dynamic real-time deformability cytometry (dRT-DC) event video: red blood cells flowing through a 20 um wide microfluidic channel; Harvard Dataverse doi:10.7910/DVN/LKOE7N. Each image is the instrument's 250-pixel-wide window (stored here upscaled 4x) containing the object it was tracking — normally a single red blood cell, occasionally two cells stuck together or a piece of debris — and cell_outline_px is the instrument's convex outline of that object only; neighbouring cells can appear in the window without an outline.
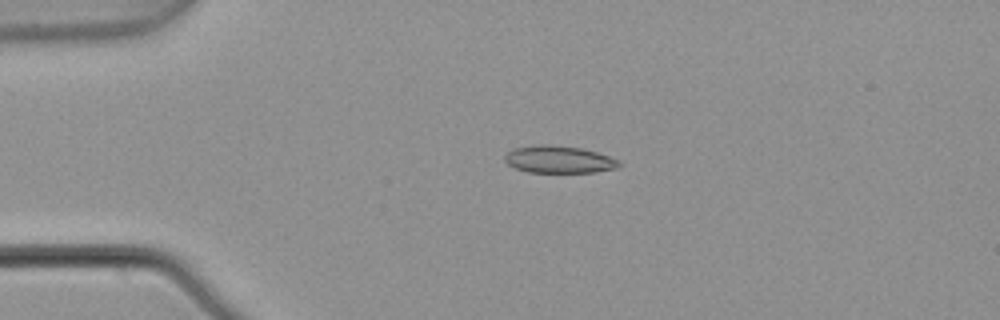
{"species": "common noctule bat (a hibernating species)", "species_latin": "Nyctalus noctula", "temperature_condition": "warm", "stored_images_in_passage": 5, "camera_frame_rate_fps": 3000, "um_per_image_px": 0.085, "animal": {"sex": "male", "body_mass_g": 21.5, "forearm_length_mm": 52.0}, "frame": {"image": 1, "passage_image": 4, "time_ms": 1.0, "image_size_px": [1000, 320], "cell_outline_px": [[624, 164], [616, 168], [596, 172], [528, 172], [516, 168], [508, 164], [504, 160], [504, 156], [508, 152], [516, 148], [536, 144], [548, 144], [580, 148], [596, 152], [620, 160]], "centroid_in_image_um": [47.53, 13.55], "position_along_channel_um": 37.5, "area_um2": 18.15}}